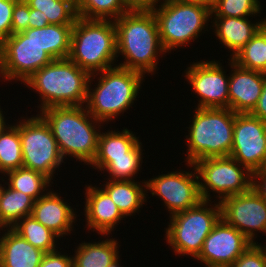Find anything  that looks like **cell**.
<instances>
[{
	"label": "cell",
	"instance_id": "obj_1",
	"mask_svg": "<svg viewBox=\"0 0 266 267\" xmlns=\"http://www.w3.org/2000/svg\"><path fill=\"white\" fill-rule=\"evenodd\" d=\"M117 57L123 56L120 67L151 76L156 72L158 57L166 54L159 38L153 11H128L114 20Z\"/></svg>",
	"mask_w": 266,
	"mask_h": 267
},
{
	"label": "cell",
	"instance_id": "obj_2",
	"mask_svg": "<svg viewBox=\"0 0 266 267\" xmlns=\"http://www.w3.org/2000/svg\"><path fill=\"white\" fill-rule=\"evenodd\" d=\"M38 112L50 126L63 159L72 157L89 166L97 153L103 123L96 120L85 105L54 106Z\"/></svg>",
	"mask_w": 266,
	"mask_h": 267
},
{
	"label": "cell",
	"instance_id": "obj_3",
	"mask_svg": "<svg viewBox=\"0 0 266 267\" xmlns=\"http://www.w3.org/2000/svg\"><path fill=\"white\" fill-rule=\"evenodd\" d=\"M100 75V76H99ZM98 78L94 89L93 79ZM145 77L142 73L116 66L91 74L88 81L87 111L98 121H113L120 114L131 108L141 91Z\"/></svg>",
	"mask_w": 266,
	"mask_h": 267
},
{
	"label": "cell",
	"instance_id": "obj_4",
	"mask_svg": "<svg viewBox=\"0 0 266 267\" xmlns=\"http://www.w3.org/2000/svg\"><path fill=\"white\" fill-rule=\"evenodd\" d=\"M90 74L69 58L54 59L23 84L40 94V111L54 106H84Z\"/></svg>",
	"mask_w": 266,
	"mask_h": 267
},
{
	"label": "cell",
	"instance_id": "obj_5",
	"mask_svg": "<svg viewBox=\"0 0 266 267\" xmlns=\"http://www.w3.org/2000/svg\"><path fill=\"white\" fill-rule=\"evenodd\" d=\"M192 124L186 135L185 162L204 158L226 157L233 144L235 112L229 108H195Z\"/></svg>",
	"mask_w": 266,
	"mask_h": 267
},
{
	"label": "cell",
	"instance_id": "obj_6",
	"mask_svg": "<svg viewBox=\"0 0 266 267\" xmlns=\"http://www.w3.org/2000/svg\"><path fill=\"white\" fill-rule=\"evenodd\" d=\"M68 58L90 75L116 66L114 20L78 17L72 28ZM115 61V62H114Z\"/></svg>",
	"mask_w": 266,
	"mask_h": 267
},
{
	"label": "cell",
	"instance_id": "obj_7",
	"mask_svg": "<svg viewBox=\"0 0 266 267\" xmlns=\"http://www.w3.org/2000/svg\"><path fill=\"white\" fill-rule=\"evenodd\" d=\"M153 13L158 24L160 42L166 53L194 42L202 30H208V21L213 19L211 7L176 0H163Z\"/></svg>",
	"mask_w": 266,
	"mask_h": 267
},
{
	"label": "cell",
	"instance_id": "obj_8",
	"mask_svg": "<svg viewBox=\"0 0 266 267\" xmlns=\"http://www.w3.org/2000/svg\"><path fill=\"white\" fill-rule=\"evenodd\" d=\"M215 203L201 200L196 206L170 216L165 239L174 253L194 259L199 255L203 242L221 218L220 202Z\"/></svg>",
	"mask_w": 266,
	"mask_h": 267
},
{
	"label": "cell",
	"instance_id": "obj_9",
	"mask_svg": "<svg viewBox=\"0 0 266 267\" xmlns=\"http://www.w3.org/2000/svg\"><path fill=\"white\" fill-rule=\"evenodd\" d=\"M34 116L15 123L21 138L23 167L41 172L52 180L64 159L50 126L39 114Z\"/></svg>",
	"mask_w": 266,
	"mask_h": 267
},
{
	"label": "cell",
	"instance_id": "obj_10",
	"mask_svg": "<svg viewBox=\"0 0 266 267\" xmlns=\"http://www.w3.org/2000/svg\"><path fill=\"white\" fill-rule=\"evenodd\" d=\"M193 164L198 174L202 200L210 201V191L217 193L215 198L221 202L228 196L251 189L252 173L230 156L204 158Z\"/></svg>",
	"mask_w": 266,
	"mask_h": 267
},
{
	"label": "cell",
	"instance_id": "obj_11",
	"mask_svg": "<svg viewBox=\"0 0 266 267\" xmlns=\"http://www.w3.org/2000/svg\"><path fill=\"white\" fill-rule=\"evenodd\" d=\"M52 60L37 43V28H29L0 44V78L24 83Z\"/></svg>",
	"mask_w": 266,
	"mask_h": 267
},
{
	"label": "cell",
	"instance_id": "obj_12",
	"mask_svg": "<svg viewBox=\"0 0 266 267\" xmlns=\"http://www.w3.org/2000/svg\"><path fill=\"white\" fill-rule=\"evenodd\" d=\"M193 171L179 170L161 174L146 181V190L164 202L169 217L196 206L201 200L199 179L192 163H186Z\"/></svg>",
	"mask_w": 266,
	"mask_h": 267
},
{
	"label": "cell",
	"instance_id": "obj_13",
	"mask_svg": "<svg viewBox=\"0 0 266 267\" xmlns=\"http://www.w3.org/2000/svg\"><path fill=\"white\" fill-rule=\"evenodd\" d=\"M229 156L251 173L266 167V122L251 113H236Z\"/></svg>",
	"mask_w": 266,
	"mask_h": 267
},
{
	"label": "cell",
	"instance_id": "obj_14",
	"mask_svg": "<svg viewBox=\"0 0 266 267\" xmlns=\"http://www.w3.org/2000/svg\"><path fill=\"white\" fill-rule=\"evenodd\" d=\"M224 66L215 61H193L184 71L193 92L198 94L199 103L196 108H229V76Z\"/></svg>",
	"mask_w": 266,
	"mask_h": 267
},
{
	"label": "cell",
	"instance_id": "obj_15",
	"mask_svg": "<svg viewBox=\"0 0 266 267\" xmlns=\"http://www.w3.org/2000/svg\"><path fill=\"white\" fill-rule=\"evenodd\" d=\"M220 205L221 217L253 244L257 242V232L266 234V202L252 188L224 198Z\"/></svg>",
	"mask_w": 266,
	"mask_h": 267
},
{
	"label": "cell",
	"instance_id": "obj_16",
	"mask_svg": "<svg viewBox=\"0 0 266 267\" xmlns=\"http://www.w3.org/2000/svg\"><path fill=\"white\" fill-rule=\"evenodd\" d=\"M252 242L222 217L203 242L195 260L207 264L232 265Z\"/></svg>",
	"mask_w": 266,
	"mask_h": 267
},
{
	"label": "cell",
	"instance_id": "obj_17",
	"mask_svg": "<svg viewBox=\"0 0 266 267\" xmlns=\"http://www.w3.org/2000/svg\"><path fill=\"white\" fill-rule=\"evenodd\" d=\"M229 76V109L235 113H251L257 106L265 82V73L244 69L232 59Z\"/></svg>",
	"mask_w": 266,
	"mask_h": 267
},
{
	"label": "cell",
	"instance_id": "obj_18",
	"mask_svg": "<svg viewBox=\"0 0 266 267\" xmlns=\"http://www.w3.org/2000/svg\"><path fill=\"white\" fill-rule=\"evenodd\" d=\"M85 191L84 216L87 228L102 236L112 235L111 232L125 216L101 187L88 185Z\"/></svg>",
	"mask_w": 266,
	"mask_h": 267
},
{
	"label": "cell",
	"instance_id": "obj_19",
	"mask_svg": "<svg viewBox=\"0 0 266 267\" xmlns=\"http://www.w3.org/2000/svg\"><path fill=\"white\" fill-rule=\"evenodd\" d=\"M31 216L59 237L70 235L77 221L76 211L52 189L34 202Z\"/></svg>",
	"mask_w": 266,
	"mask_h": 267
},
{
	"label": "cell",
	"instance_id": "obj_20",
	"mask_svg": "<svg viewBox=\"0 0 266 267\" xmlns=\"http://www.w3.org/2000/svg\"><path fill=\"white\" fill-rule=\"evenodd\" d=\"M0 267H39L45 252L34 247L12 228H2Z\"/></svg>",
	"mask_w": 266,
	"mask_h": 267
},
{
	"label": "cell",
	"instance_id": "obj_21",
	"mask_svg": "<svg viewBox=\"0 0 266 267\" xmlns=\"http://www.w3.org/2000/svg\"><path fill=\"white\" fill-rule=\"evenodd\" d=\"M249 17H214L211 23L215 29L214 34L224 48L232 51L230 58H232L239 50H241L246 43L252 39L257 33L259 27L263 24L266 18L261 21L252 23L248 20Z\"/></svg>",
	"mask_w": 266,
	"mask_h": 267
},
{
	"label": "cell",
	"instance_id": "obj_22",
	"mask_svg": "<svg viewBox=\"0 0 266 267\" xmlns=\"http://www.w3.org/2000/svg\"><path fill=\"white\" fill-rule=\"evenodd\" d=\"M105 183L101 185V187L103 186L102 189L110 196L126 218L138 213L147 201L146 180H143L142 184L135 182V180H108Z\"/></svg>",
	"mask_w": 266,
	"mask_h": 267
},
{
	"label": "cell",
	"instance_id": "obj_23",
	"mask_svg": "<svg viewBox=\"0 0 266 267\" xmlns=\"http://www.w3.org/2000/svg\"><path fill=\"white\" fill-rule=\"evenodd\" d=\"M142 142H139L126 156L95 157L90 166L110 175L108 180H134L141 170L143 161ZM110 177V178H109Z\"/></svg>",
	"mask_w": 266,
	"mask_h": 267
},
{
	"label": "cell",
	"instance_id": "obj_24",
	"mask_svg": "<svg viewBox=\"0 0 266 267\" xmlns=\"http://www.w3.org/2000/svg\"><path fill=\"white\" fill-rule=\"evenodd\" d=\"M118 243L115 238L79 243L73 255V267H107L120 256Z\"/></svg>",
	"mask_w": 266,
	"mask_h": 267
},
{
	"label": "cell",
	"instance_id": "obj_25",
	"mask_svg": "<svg viewBox=\"0 0 266 267\" xmlns=\"http://www.w3.org/2000/svg\"><path fill=\"white\" fill-rule=\"evenodd\" d=\"M34 202L29 195L4 185L0 196V228H11L23 217L31 215Z\"/></svg>",
	"mask_w": 266,
	"mask_h": 267
},
{
	"label": "cell",
	"instance_id": "obj_26",
	"mask_svg": "<svg viewBox=\"0 0 266 267\" xmlns=\"http://www.w3.org/2000/svg\"><path fill=\"white\" fill-rule=\"evenodd\" d=\"M5 174L7 176H3L8 178L4 177L3 179L1 176L3 182L5 179L8 180V182L7 180L4 182L5 185H8L16 191L29 195L35 201L45 195L48 192L47 190H50V183H53L45 174L24 167L8 171Z\"/></svg>",
	"mask_w": 266,
	"mask_h": 267
},
{
	"label": "cell",
	"instance_id": "obj_27",
	"mask_svg": "<svg viewBox=\"0 0 266 267\" xmlns=\"http://www.w3.org/2000/svg\"><path fill=\"white\" fill-rule=\"evenodd\" d=\"M73 25L49 24L37 28V43L54 60L68 58Z\"/></svg>",
	"mask_w": 266,
	"mask_h": 267
},
{
	"label": "cell",
	"instance_id": "obj_28",
	"mask_svg": "<svg viewBox=\"0 0 266 267\" xmlns=\"http://www.w3.org/2000/svg\"><path fill=\"white\" fill-rule=\"evenodd\" d=\"M11 228L34 247L45 253L55 251L58 248L56 243L60 237L31 215L23 217Z\"/></svg>",
	"mask_w": 266,
	"mask_h": 267
},
{
	"label": "cell",
	"instance_id": "obj_29",
	"mask_svg": "<svg viewBox=\"0 0 266 267\" xmlns=\"http://www.w3.org/2000/svg\"><path fill=\"white\" fill-rule=\"evenodd\" d=\"M231 59L244 69L266 73L265 21L252 39Z\"/></svg>",
	"mask_w": 266,
	"mask_h": 267
},
{
	"label": "cell",
	"instance_id": "obj_30",
	"mask_svg": "<svg viewBox=\"0 0 266 267\" xmlns=\"http://www.w3.org/2000/svg\"><path fill=\"white\" fill-rule=\"evenodd\" d=\"M140 142L129 129L120 131L108 130L99 133L97 153L95 157H120L126 156Z\"/></svg>",
	"mask_w": 266,
	"mask_h": 267
},
{
	"label": "cell",
	"instance_id": "obj_31",
	"mask_svg": "<svg viewBox=\"0 0 266 267\" xmlns=\"http://www.w3.org/2000/svg\"><path fill=\"white\" fill-rule=\"evenodd\" d=\"M29 8L43 12L49 24L74 25L77 18L76 0H25Z\"/></svg>",
	"mask_w": 266,
	"mask_h": 267
},
{
	"label": "cell",
	"instance_id": "obj_32",
	"mask_svg": "<svg viewBox=\"0 0 266 267\" xmlns=\"http://www.w3.org/2000/svg\"><path fill=\"white\" fill-rule=\"evenodd\" d=\"M23 167L22 145L19 129L10 125L0 135V173Z\"/></svg>",
	"mask_w": 266,
	"mask_h": 267
},
{
	"label": "cell",
	"instance_id": "obj_33",
	"mask_svg": "<svg viewBox=\"0 0 266 267\" xmlns=\"http://www.w3.org/2000/svg\"><path fill=\"white\" fill-rule=\"evenodd\" d=\"M76 7L84 19L115 20L129 11L123 0H76Z\"/></svg>",
	"mask_w": 266,
	"mask_h": 267
},
{
	"label": "cell",
	"instance_id": "obj_34",
	"mask_svg": "<svg viewBox=\"0 0 266 267\" xmlns=\"http://www.w3.org/2000/svg\"><path fill=\"white\" fill-rule=\"evenodd\" d=\"M262 6L259 0H215L211 16L215 17H255L260 14Z\"/></svg>",
	"mask_w": 266,
	"mask_h": 267
},
{
	"label": "cell",
	"instance_id": "obj_35",
	"mask_svg": "<svg viewBox=\"0 0 266 267\" xmlns=\"http://www.w3.org/2000/svg\"><path fill=\"white\" fill-rule=\"evenodd\" d=\"M233 267H266V245L255 243L251 244L249 248L241 254L235 262Z\"/></svg>",
	"mask_w": 266,
	"mask_h": 267
},
{
	"label": "cell",
	"instance_id": "obj_36",
	"mask_svg": "<svg viewBox=\"0 0 266 267\" xmlns=\"http://www.w3.org/2000/svg\"><path fill=\"white\" fill-rule=\"evenodd\" d=\"M18 0H0V44L12 35V13Z\"/></svg>",
	"mask_w": 266,
	"mask_h": 267
},
{
	"label": "cell",
	"instance_id": "obj_37",
	"mask_svg": "<svg viewBox=\"0 0 266 267\" xmlns=\"http://www.w3.org/2000/svg\"><path fill=\"white\" fill-rule=\"evenodd\" d=\"M29 29V5L25 0H18L12 13V34Z\"/></svg>",
	"mask_w": 266,
	"mask_h": 267
},
{
	"label": "cell",
	"instance_id": "obj_38",
	"mask_svg": "<svg viewBox=\"0 0 266 267\" xmlns=\"http://www.w3.org/2000/svg\"><path fill=\"white\" fill-rule=\"evenodd\" d=\"M62 251H52L45 253L41 259L39 267H73V256H68Z\"/></svg>",
	"mask_w": 266,
	"mask_h": 267
},
{
	"label": "cell",
	"instance_id": "obj_39",
	"mask_svg": "<svg viewBox=\"0 0 266 267\" xmlns=\"http://www.w3.org/2000/svg\"><path fill=\"white\" fill-rule=\"evenodd\" d=\"M251 188L266 202V167L252 172Z\"/></svg>",
	"mask_w": 266,
	"mask_h": 267
},
{
	"label": "cell",
	"instance_id": "obj_40",
	"mask_svg": "<svg viewBox=\"0 0 266 267\" xmlns=\"http://www.w3.org/2000/svg\"><path fill=\"white\" fill-rule=\"evenodd\" d=\"M123 2L129 11H153L162 0H123Z\"/></svg>",
	"mask_w": 266,
	"mask_h": 267
},
{
	"label": "cell",
	"instance_id": "obj_41",
	"mask_svg": "<svg viewBox=\"0 0 266 267\" xmlns=\"http://www.w3.org/2000/svg\"><path fill=\"white\" fill-rule=\"evenodd\" d=\"M251 114L255 117H258L263 122H266V73H265V82L262 88L261 96L257 103V106L253 109Z\"/></svg>",
	"mask_w": 266,
	"mask_h": 267
},
{
	"label": "cell",
	"instance_id": "obj_42",
	"mask_svg": "<svg viewBox=\"0 0 266 267\" xmlns=\"http://www.w3.org/2000/svg\"><path fill=\"white\" fill-rule=\"evenodd\" d=\"M47 25L48 18H44L43 12L29 8V28H42Z\"/></svg>",
	"mask_w": 266,
	"mask_h": 267
},
{
	"label": "cell",
	"instance_id": "obj_43",
	"mask_svg": "<svg viewBox=\"0 0 266 267\" xmlns=\"http://www.w3.org/2000/svg\"><path fill=\"white\" fill-rule=\"evenodd\" d=\"M176 1L184 2V3H197V4H202L207 7L212 8L215 0H176Z\"/></svg>",
	"mask_w": 266,
	"mask_h": 267
},
{
	"label": "cell",
	"instance_id": "obj_44",
	"mask_svg": "<svg viewBox=\"0 0 266 267\" xmlns=\"http://www.w3.org/2000/svg\"><path fill=\"white\" fill-rule=\"evenodd\" d=\"M2 110L3 109L0 107V135L10 126L8 123H6V118L4 117Z\"/></svg>",
	"mask_w": 266,
	"mask_h": 267
},
{
	"label": "cell",
	"instance_id": "obj_45",
	"mask_svg": "<svg viewBox=\"0 0 266 267\" xmlns=\"http://www.w3.org/2000/svg\"><path fill=\"white\" fill-rule=\"evenodd\" d=\"M205 267H233L232 265L227 264H207L204 263Z\"/></svg>",
	"mask_w": 266,
	"mask_h": 267
},
{
	"label": "cell",
	"instance_id": "obj_46",
	"mask_svg": "<svg viewBox=\"0 0 266 267\" xmlns=\"http://www.w3.org/2000/svg\"><path fill=\"white\" fill-rule=\"evenodd\" d=\"M120 256L115 260L113 261L111 264H109L107 267H122L119 263H120Z\"/></svg>",
	"mask_w": 266,
	"mask_h": 267
},
{
	"label": "cell",
	"instance_id": "obj_47",
	"mask_svg": "<svg viewBox=\"0 0 266 267\" xmlns=\"http://www.w3.org/2000/svg\"><path fill=\"white\" fill-rule=\"evenodd\" d=\"M3 186H4V184L2 185V184L0 183V196H1L2 190H3V188H4ZM1 229H2V228H0V231H1Z\"/></svg>",
	"mask_w": 266,
	"mask_h": 267
},
{
	"label": "cell",
	"instance_id": "obj_48",
	"mask_svg": "<svg viewBox=\"0 0 266 267\" xmlns=\"http://www.w3.org/2000/svg\"><path fill=\"white\" fill-rule=\"evenodd\" d=\"M265 42H266V20H265Z\"/></svg>",
	"mask_w": 266,
	"mask_h": 267
}]
</instances>
